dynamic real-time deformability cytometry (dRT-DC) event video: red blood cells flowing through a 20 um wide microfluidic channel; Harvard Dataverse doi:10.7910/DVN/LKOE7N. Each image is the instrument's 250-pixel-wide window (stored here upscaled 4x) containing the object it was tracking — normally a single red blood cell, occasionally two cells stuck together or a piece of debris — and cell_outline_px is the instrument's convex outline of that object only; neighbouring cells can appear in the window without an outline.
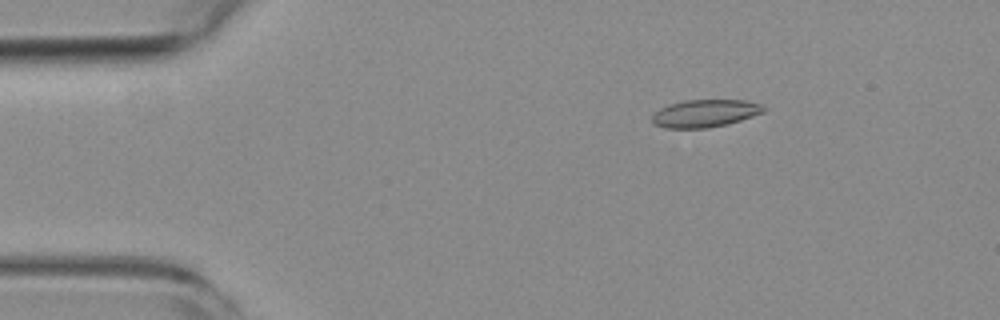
{"species": "common noctule bat (a hibernating species)", "species_latin": "Nyctalus noctula", "temperature_condition": "room temperature", "stored_images_in_passage": 5, "camera_frame_rate_fps": 3000, "um_per_image_px": 0.085, "animal": {"sex": "female", "body_mass_g": 19.3, "forearm_length_mm": 54.1}, "frame": {"image": 1, "passage_image": 3, "time_ms": 2.333, "image_size_px": [1000, 320], "cell_outline_px": [[764, 112], [728, 124], [708, 128], [664, 128], [652, 124], [652, 116], [660, 108], [668, 104], [684, 100], [744, 100], [764, 104]], "centroid_in_image_um": [59.91, 9.63], "position_along_channel_um": 25.1, "area_um2": 18.03}}